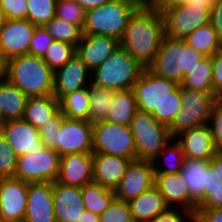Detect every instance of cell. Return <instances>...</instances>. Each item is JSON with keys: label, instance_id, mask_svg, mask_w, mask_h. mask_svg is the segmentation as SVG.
<instances>
[{"label": "cell", "instance_id": "obj_3", "mask_svg": "<svg viewBox=\"0 0 222 222\" xmlns=\"http://www.w3.org/2000/svg\"><path fill=\"white\" fill-rule=\"evenodd\" d=\"M204 58L205 55L187 45L184 39L165 35L154 61L147 68L155 75L180 85Z\"/></svg>", "mask_w": 222, "mask_h": 222}, {"label": "cell", "instance_id": "obj_35", "mask_svg": "<svg viewBox=\"0 0 222 222\" xmlns=\"http://www.w3.org/2000/svg\"><path fill=\"white\" fill-rule=\"evenodd\" d=\"M60 110L66 118L88 121L90 95L88 88H83L65 95L60 101Z\"/></svg>", "mask_w": 222, "mask_h": 222}, {"label": "cell", "instance_id": "obj_7", "mask_svg": "<svg viewBox=\"0 0 222 222\" xmlns=\"http://www.w3.org/2000/svg\"><path fill=\"white\" fill-rule=\"evenodd\" d=\"M216 100L213 93L181 88V110L168 127L171 138L189 129L208 124Z\"/></svg>", "mask_w": 222, "mask_h": 222}, {"label": "cell", "instance_id": "obj_33", "mask_svg": "<svg viewBox=\"0 0 222 222\" xmlns=\"http://www.w3.org/2000/svg\"><path fill=\"white\" fill-rule=\"evenodd\" d=\"M184 159L185 156L181 145L175 138H171L164 148L152 159L155 174L179 173L182 169ZM160 160L164 161L161 164L164 167L159 165L158 162Z\"/></svg>", "mask_w": 222, "mask_h": 222}, {"label": "cell", "instance_id": "obj_38", "mask_svg": "<svg viewBox=\"0 0 222 222\" xmlns=\"http://www.w3.org/2000/svg\"><path fill=\"white\" fill-rule=\"evenodd\" d=\"M57 0H28L27 19L37 27H43L55 17Z\"/></svg>", "mask_w": 222, "mask_h": 222}, {"label": "cell", "instance_id": "obj_12", "mask_svg": "<svg viewBox=\"0 0 222 222\" xmlns=\"http://www.w3.org/2000/svg\"><path fill=\"white\" fill-rule=\"evenodd\" d=\"M178 86L177 83L157 76L148 68H144L132 88L137 109L141 112L152 113Z\"/></svg>", "mask_w": 222, "mask_h": 222}, {"label": "cell", "instance_id": "obj_50", "mask_svg": "<svg viewBox=\"0 0 222 222\" xmlns=\"http://www.w3.org/2000/svg\"><path fill=\"white\" fill-rule=\"evenodd\" d=\"M194 222H222V208H197Z\"/></svg>", "mask_w": 222, "mask_h": 222}, {"label": "cell", "instance_id": "obj_19", "mask_svg": "<svg viewBox=\"0 0 222 222\" xmlns=\"http://www.w3.org/2000/svg\"><path fill=\"white\" fill-rule=\"evenodd\" d=\"M154 186L170 208H182L195 214L198 204L191 197L189 187L179 173L155 174ZM176 204V205H175Z\"/></svg>", "mask_w": 222, "mask_h": 222}, {"label": "cell", "instance_id": "obj_57", "mask_svg": "<svg viewBox=\"0 0 222 222\" xmlns=\"http://www.w3.org/2000/svg\"><path fill=\"white\" fill-rule=\"evenodd\" d=\"M2 124V117H1V113H0V126Z\"/></svg>", "mask_w": 222, "mask_h": 222}, {"label": "cell", "instance_id": "obj_15", "mask_svg": "<svg viewBox=\"0 0 222 222\" xmlns=\"http://www.w3.org/2000/svg\"><path fill=\"white\" fill-rule=\"evenodd\" d=\"M36 27L28 19H6L0 28V52L8 60L28 54Z\"/></svg>", "mask_w": 222, "mask_h": 222}, {"label": "cell", "instance_id": "obj_16", "mask_svg": "<svg viewBox=\"0 0 222 222\" xmlns=\"http://www.w3.org/2000/svg\"><path fill=\"white\" fill-rule=\"evenodd\" d=\"M0 132L12 146L17 157L25 154H37L44 148L40 129L35 128L24 119L3 122Z\"/></svg>", "mask_w": 222, "mask_h": 222}, {"label": "cell", "instance_id": "obj_43", "mask_svg": "<svg viewBox=\"0 0 222 222\" xmlns=\"http://www.w3.org/2000/svg\"><path fill=\"white\" fill-rule=\"evenodd\" d=\"M17 158L12 146L0 132V178L14 176Z\"/></svg>", "mask_w": 222, "mask_h": 222}, {"label": "cell", "instance_id": "obj_22", "mask_svg": "<svg viewBox=\"0 0 222 222\" xmlns=\"http://www.w3.org/2000/svg\"><path fill=\"white\" fill-rule=\"evenodd\" d=\"M175 139L187 159L210 160L218 152L208 124L184 131Z\"/></svg>", "mask_w": 222, "mask_h": 222}, {"label": "cell", "instance_id": "obj_4", "mask_svg": "<svg viewBox=\"0 0 222 222\" xmlns=\"http://www.w3.org/2000/svg\"><path fill=\"white\" fill-rule=\"evenodd\" d=\"M7 80L27 97L53 95L54 72L43 58L35 55L8 60Z\"/></svg>", "mask_w": 222, "mask_h": 222}, {"label": "cell", "instance_id": "obj_40", "mask_svg": "<svg viewBox=\"0 0 222 222\" xmlns=\"http://www.w3.org/2000/svg\"><path fill=\"white\" fill-rule=\"evenodd\" d=\"M181 110V86L179 85L168 96L158 109H154L151 115L161 124L169 127L175 116Z\"/></svg>", "mask_w": 222, "mask_h": 222}, {"label": "cell", "instance_id": "obj_6", "mask_svg": "<svg viewBox=\"0 0 222 222\" xmlns=\"http://www.w3.org/2000/svg\"><path fill=\"white\" fill-rule=\"evenodd\" d=\"M144 67L119 46L92 71L91 82L115 91L132 89Z\"/></svg>", "mask_w": 222, "mask_h": 222}, {"label": "cell", "instance_id": "obj_44", "mask_svg": "<svg viewBox=\"0 0 222 222\" xmlns=\"http://www.w3.org/2000/svg\"><path fill=\"white\" fill-rule=\"evenodd\" d=\"M53 41L43 27H36L29 44L28 54L43 58Z\"/></svg>", "mask_w": 222, "mask_h": 222}, {"label": "cell", "instance_id": "obj_31", "mask_svg": "<svg viewBox=\"0 0 222 222\" xmlns=\"http://www.w3.org/2000/svg\"><path fill=\"white\" fill-rule=\"evenodd\" d=\"M185 43L206 57H211L222 50V39L209 22L197 28L184 39Z\"/></svg>", "mask_w": 222, "mask_h": 222}, {"label": "cell", "instance_id": "obj_42", "mask_svg": "<svg viewBox=\"0 0 222 222\" xmlns=\"http://www.w3.org/2000/svg\"><path fill=\"white\" fill-rule=\"evenodd\" d=\"M100 222H135L128 202L114 199L110 206L99 215Z\"/></svg>", "mask_w": 222, "mask_h": 222}, {"label": "cell", "instance_id": "obj_34", "mask_svg": "<svg viewBox=\"0 0 222 222\" xmlns=\"http://www.w3.org/2000/svg\"><path fill=\"white\" fill-rule=\"evenodd\" d=\"M81 194L85 209L98 215L102 214L116 198L114 190L103 187L95 182L85 184L81 187Z\"/></svg>", "mask_w": 222, "mask_h": 222}, {"label": "cell", "instance_id": "obj_51", "mask_svg": "<svg viewBox=\"0 0 222 222\" xmlns=\"http://www.w3.org/2000/svg\"><path fill=\"white\" fill-rule=\"evenodd\" d=\"M210 23L222 39V0H214L211 8Z\"/></svg>", "mask_w": 222, "mask_h": 222}, {"label": "cell", "instance_id": "obj_18", "mask_svg": "<svg viewBox=\"0 0 222 222\" xmlns=\"http://www.w3.org/2000/svg\"><path fill=\"white\" fill-rule=\"evenodd\" d=\"M24 222H56L51 182L28 183Z\"/></svg>", "mask_w": 222, "mask_h": 222}, {"label": "cell", "instance_id": "obj_37", "mask_svg": "<svg viewBox=\"0 0 222 222\" xmlns=\"http://www.w3.org/2000/svg\"><path fill=\"white\" fill-rule=\"evenodd\" d=\"M43 28L49 33L53 40L65 42L75 47L83 37V29L74 24H70L58 17L52 18Z\"/></svg>", "mask_w": 222, "mask_h": 222}, {"label": "cell", "instance_id": "obj_55", "mask_svg": "<svg viewBox=\"0 0 222 222\" xmlns=\"http://www.w3.org/2000/svg\"><path fill=\"white\" fill-rule=\"evenodd\" d=\"M5 20H6V18H5L4 12H3L2 8L0 7V28L3 26Z\"/></svg>", "mask_w": 222, "mask_h": 222}, {"label": "cell", "instance_id": "obj_2", "mask_svg": "<svg viewBox=\"0 0 222 222\" xmlns=\"http://www.w3.org/2000/svg\"><path fill=\"white\" fill-rule=\"evenodd\" d=\"M93 124L69 119L59 110L40 128L44 147L55 150L61 157L73 153H93Z\"/></svg>", "mask_w": 222, "mask_h": 222}, {"label": "cell", "instance_id": "obj_41", "mask_svg": "<svg viewBox=\"0 0 222 222\" xmlns=\"http://www.w3.org/2000/svg\"><path fill=\"white\" fill-rule=\"evenodd\" d=\"M55 17L70 24L78 25L83 29L86 11L77 0H57Z\"/></svg>", "mask_w": 222, "mask_h": 222}, {"label": "cell", "instance_id": "obj_32", "mask_svg": "<svg viewBox=\"0 0 222 222\" xmlns=\"http://www.w3.org/2000/svg\"><path fill=\"white\" fill-rule=\"evenodd\" d=\"M87 88L90 95V112L88 121L91 124L105 121L112 105L115 90L95 85L92 82Z\"/></svg>", "mask_w": 222, "mask_h": 222}, {"label": "cell", "instance_id": "obj_49", "mask_svg": "<svg viewBox=\"0 0 222 222\" xmlns=\"http://www.w3.org/2000/svg\"><path fill=\"white\" fill-rule=\"evenodd\" d=\"M156 9H170L179 5L194 4L204 5L210 10L214 4V0H148Z\"/></svg>", "mask_w": 222, "mask_h": 222}, {"label": "cell", "instance_id": "obj_48", "mask_svg": "<svg viewBox=\"0 0 222 222\" xmlns=\"http://www.w3.org/2000/svg\"><path fill=\"white\" fill-rule=\"evenodd\" d=\"M213 74V94L218 98L222 94V50L211 56Z\"/></svg>", "mask_w": 222, "mask_h": 222}, {"label": "cell", "instance_id": "obj_29", "mask_svg": "<svg viewBox=\"0 0 222 222\" xmlns=\"http://www.w3.org/2000/svg\"><path fill=\"white\" fill-rule=\"evenodd\" d=\"M210 160L187 159L183 161L181 176L189 187L191 197L199 204L204 199L206 173L210 167Z\"/></svg>", "mask_w": 222, "mask_h": 222}, {"label": "cell", "instance_id": "obj_25", "mask_svg": "<svg viewBox=\"0 0 222 222\" xmlns=\"http://www.w3.org/2000/svg\"><path fill=\"white\" fill-rule=\"evenodd\" d=\"M128 204L135 222H149L170 208L155 186L132 199Z\"/></svg>", "mask_w": 222, "mask_h": 222}, {"label": "cell", "instance_id": "obj_14", "mask_svg": "<svg viewBox=\"0 0 222 222\" xmlns=\"http://www.w3.org/2000/svg\"><path fill=\"white\" fill-rule=\"evenodd\" d=\"M28 182L15 177L0 178V221L22 222L27 206Z\"/></svg>", "mask_w": 222, "mask_h": 222}, {"label": "cell", "instance_id": "obj_27", "mask_svg": "<svg viewBox=\"0 0 222 222\" xmlns=\"http://www.w3.org/2000/svg\"><path fill=\"white\" fill-rule=\"evenodd\" d=\"M60 110V103L53 95L28 97L22 119L40 129Z\"/></svg>", "mask_w": 222, "mask_h": 222}, {"label": "cell", "instance_id": "obj_46", "mask_svg": "<svg viewBox=\"0 0 222 222\" xmlns=\"http://www.w3.org/2000/svg\"><path fill=\"white\" fill-rule=\"evenodd\" d=\"M6 19H27L28 0H0Z\"/></svg>", "mask_w": 222, "mask_h": 222}, {"label": "cell", "instance_id": "obj_1", "mask_svg": "<svg viewBox=\"0 0 222 222\" xmlns=\"http://www.w3.org/2000/svg\"><path fill=\"white\" fill-rule=\"evenodd\" d=\"M164 36L162 13L146 0L130 17L119 46L147 68L154 61Z\"/></svg>", "mask_w": 222, "mask_h": 222}, {"label": "cell", "instance_id": "obj_53", "mask_svg": "<svg viewBox=\"0 0 222 222\" xmlns=\"http://www.w3.org/2000/svg\"><path fill=\"white\" fill-rule=\"evenodd\" d=\"M8 78V59L0 52V82Z\"/></svg>", "mask_w": 222, "mask_h": 222}, {"label": "cell", "instance_id": "obj_17", "mask_svg": "<svg viewBox=\"0 0 222 222\" xmlns=\"http://www.w3.org/2000/svg\"><path fill=\"white\" fill-rule=\"evenodd\" d=\"M91 77V70L75 55L63 67L54 71L53 96L60 101L69 93L87 88Z\"/></svg>", "mask_w": 222, "mask_h": 222}, {"label": "cell", "instance_id": "obj_13", "mask_svg": "<svg viewBox=\"0 0 222 222\" xmlns=\"http://www.w3.org/2000/svg\"><path fill=\"white\" fill-rule=\"evenodd\" d=\"M155 183V171L152 161L134 160L127 166L126 172L114 189L116 199L129 202L151 189Z\"/></svg>", "mask_w": 222, "mask_h": 222}, {"label": "cell", "instance_id": "obj_52", "mask_svg": "<svg viewBox=\"0 0 222 222\" xmlns=\"http://www.w3.org/2000/svg\"><path fill=\"white\" fill-rule=\"evenodd\" d=\"M82 8L87 12L92 9L103 6L108 3L110 0H77Z\"/></svg>", "mask_w": 222, "mask_h": 222}, {"label": "cell", "instance_id": "obj_36", "mask_svg": "<svg viewBox=\"0 0 222 222\" xmlns=\"http://www.w3.org/2000/svg\"><path fill=\"white\" fill-rule=\"evenodd\" d=\"M211 57L204 58L192 71L183 78L181 88L213 93Z\"/></svg>", "mask_w": 222, "mask_h": 222}, {"label": "cell", "instance_id": "obj_20", "mask_svg": "<svg viewBox=\"0 0 222 222\" xmlns=\"http://www.w3.org/2000/svg\"><path fill=\"white\" fill-rule=\"evenodd\" d=\"M56 182L77 187L93 182L92 153H73L62 156Z\"/></svg>", "mask_w": 222, "mask_h": 222}, {"label": "cell", "instance_id": "obj_56", "mask_svg": "<svg viewBox=\"0 0 222 222\" xmlns=\"http://www.w3.org/2000/svg\"><path fill=\"white\" fill-rule=\"evenodd\" d=\"M217 99L222 103V94Z\"/></svg>", "mask_w": 222, "mask_h": 222}, {"label": "cell", "instance_id": "obj_21", "mask_svg": "<svg viewBox=\"0 0 222 222\" xmlns=\"http://www.w3.org/2000/svg\"><path fill=\"white\" fill-rule=\"evenodd\" d=\"M56 222H77L85 212L81 187L52 183Z\"/></svg>", "mask_w": 222, "mask_h": 222}, {"label": "cell", "instance_id": "obj_30", "mask_svg": "<svg viewBox=\"0 0 222 222\" xmlns=\"http://www.w3.org/2000/svg\"><path fill=\"white\" fill-rule=\"evenodd\" d=\"M138 111L133 89L115 91L106 121L130 126Z\"/></svg>", "mask_w": 222, "mask_h": 222}, {"label": "cell", "instance_id": "obj_24", "mask_svg": "<svg viewBox=\"0 0 222 222\" xmlns=\"http://www.w3.org/2000/svg\"><path fill=\"white\" fill-rule=\"evenodd\" d=\"M93 182L114 190L123 178L130 159L104 153H92Z\"/></svg>", "mask_w": 222, "mask_h": 222}, {"label": "cell", "instance_id": "obj_26", "mask_svg": "<svg viewBox=\"0 0 222 222\" xmlns=\"http://www.w3.org/2000/svg\"><path fill=\"white\" fill-rule=\"evenodd\" d=\"M210 163L206 173L204 199L197 208H222V151H218Z\"/></svg>", "mask_w": 222, "mask_h": 222}, {"label": "cell", "instance_id": "obj_8", "mask_svg": "<svg viewBox=\"0 0 222 222\" xmlns=\"http://www.w3.org/2000/svg\"><path fill=\"white\" fill-rule=\"evenodd\" d=\"M130 129L134 137L137 160H150L171 140L168 127L159 123L151 113L137 111Z\"/></svg>", "mask_w": 222, "mask_h": 222}, {"label": "cell", "instance_id": "obj_5", "mask_svg": "<svg viewBox=\"0 0 222 222\" xmlns=\"http://www.w3.org/2000/svg\"><path fill=\"white\" fill-rule=\"evenodd\" d=\"M145 1L110 0L101 7L87 11L83 34L111 36L120 40L130 17Z\"/></svg>", "mask_w": 222, "mask_h": 222}, {"label": "cell", "instance_id": "obj_47", "mask_svg": "<svg viewBox=\"0 0 222 222\" xmlns=\"http://www.w3.org/2000/svg\"><path fill=\"white\" fill-rule=\"evenodd\" d=\"M194 222V214L182 208H169L149 222Z\"/></svg>", "mask_w": 222, "mask_h": 222}, {"label": "cell", "instance_id": "obj_39", "mask_svg": "<svg viewBox=\"0 0 222 222\" xmlns=\"http://www.w3.org/2000/svg\"><path fill=\"white\" fill-rule=\"evenodd\" d=\"M75 55L76 47L74 45L54 40L43 59L54 72L63 67Z\"/></svg>", "mask_w": 222, "mask_h": 222}, {"label": "cell", "instance_id": "obj_28", "mask_svg": "<svg viewBox=\"0 0 222 222\" xmlns=\"http://www.w3.org/2000/svg\"><path fill=\"white\" fill-rule=\"evenodd\" d=\"M28 97L8 80L0 82L2 123L22 119Z\"/></svg>", "mask_w": 222, "mask_h": 222}, {"label": "cell", "instance_id": "obj_10", "mask_svg": "<svg viewBox=\"0 0 222 222\" xmlns=\"http://www.w3.org/2000/svg\"><path fill=\"white\" fill-rule=\"evenodd\" d=\"M164 19L165 35L185 39L197 28L210 22L211 10L204 5L193 3L170 9H157Z\"/></svg>", "mask_w": 222, "mask_h": 222}, {"label": "cell", "instance_id": "obj_11", "mask_svg": "<svg viewBox=\"0 0 222 222\" xmlns=\"http://www.w3.org/2000/svg\"><path fill=\"white\" fill-rule=\"evenodd\" d=\"M61 156L53 149L44 147L37 154H25L17 158L14 173L19 180L35 182H55L60 169Z\"/></svg>", "mask_w": 222, "mask_h": 222}, {"label": "cell", "instance_id": "obj_23", "mask_svg": "<svg viewBox=\"0 0 222 222\" xmlns=\"http://www.w3.org/2000/svg\"><path fill=\"white\" fill-rule=\"evenodd\" d=\"M119 47V40L104 35L83 34L76 46V55L91 70L101 65Z\"/></svg>", "mask_w": 222, "mask_h": 222}, {"label": "cell", "instance_id": "obj_45", "mask_svg": "<svg viewBox=\"0 0 222 222\" xmlns=\"http://www.w3.org/2000/svg\"><path fill=\"white\" fill-rule=\"evenodd\" d=\"M216 149L222 151V103L217 99L211 109L208 123Z\"/></svg>", "mask_w": 222, "mask_h": 222}, {"label": "cell", "instance_id": "obj_9", "mask_svg": "<svg viewBox=\"0 0 222 222\" xmlns=\"http://www.w3.org/2000/svg\"><path fill=\"white\" fill-rule=\"evenodd\" d=\"M93 153H104L131 161L137 160L134 137L130 126H123L108 121L93 124Z\"/></svg>", "mask_w": 222, "mask_h": 222}, {"label": "cell", "instance_id": "obj_54", "mask_svg": "<svg viewBox=\"0 0 222 222\" xmlns=\"http://www.w3.org/2000/svg\"><path fill=\"white\" fill-rule=\"evenodd\" d=\"M77 222H100L99 215L91 211L85 210L84 213H81V216L79 220H77Z\"/></svg>", "mask_w": 222, "mask_h": 222}]
</instances>
